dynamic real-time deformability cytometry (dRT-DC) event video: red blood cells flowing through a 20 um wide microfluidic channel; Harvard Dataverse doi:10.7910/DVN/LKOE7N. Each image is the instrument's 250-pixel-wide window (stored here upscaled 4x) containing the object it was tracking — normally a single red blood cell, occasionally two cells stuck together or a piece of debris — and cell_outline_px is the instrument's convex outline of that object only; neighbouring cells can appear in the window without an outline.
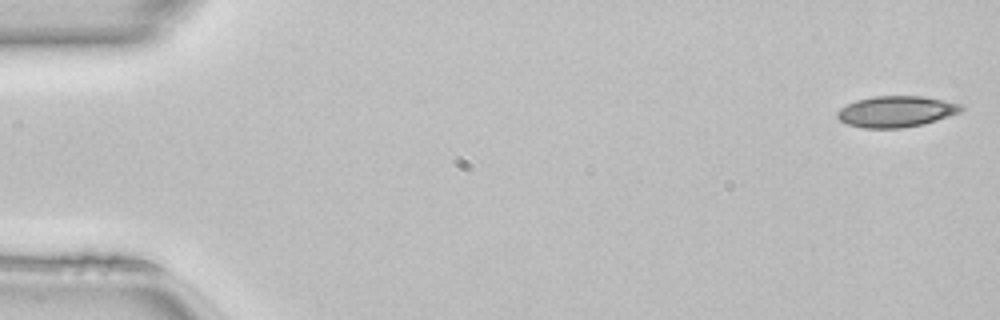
{"species": "common noctule bat (a hibernating species)", "species_latin": "Nyctalus noctula", "temperature_condition": "room temperature", "stored_images_in_passage": 49, "camera_frame_rate_fps": 3000, "um_per_image_px": 0.085, "animal": {"sex": "female", "body_mass_g": 22.7, "forearm_length_mm": 54.2}, "frame": {"image": 1, "passage_image": 1, "time_ms": 0.0, "image_size_px": [1000, 320], "cell_outline_px": [[964, 108], [960, 112], [924, 124], [900, 128], [864, 128], [848, 124], [840, 120], [836, 116], [836, 112], [840, 108], [856, 100], [872, 96], [920, 96], [944, 100], [960, 104]], "centroid_in_image_um": [76.15, 9.48], "position_along_channel_um": 8.8, "area_um2": 22.37}}
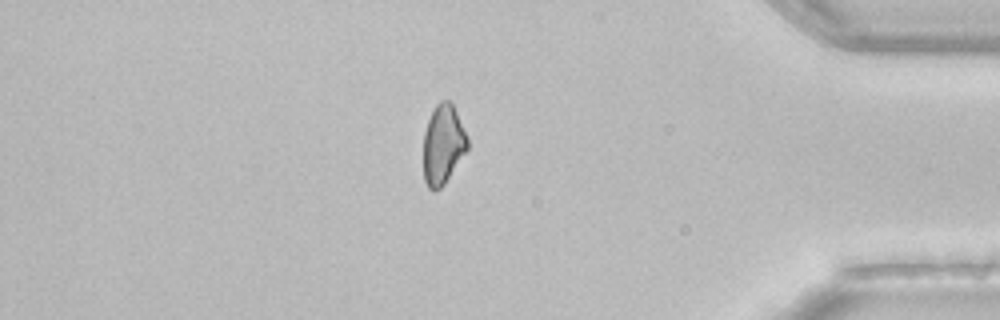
{"frame": {"image": 2, "passage_image": 42, "time_ms": 13.667, "image_size_px": [1000, 320], "cell_outline_px": [[468, 148], [444, 184], [440, 188], [432, 192], [428, 188], [424, 180], [424, 132], [428, 120], [436, 104], [440, 100], [448, 100], [452, 104], [456, 112], [468, 140]], "centroid_in_image_um": [37.64, 12.3], "position_along_channel_um": 397.6, "area_um2": 20.11}}
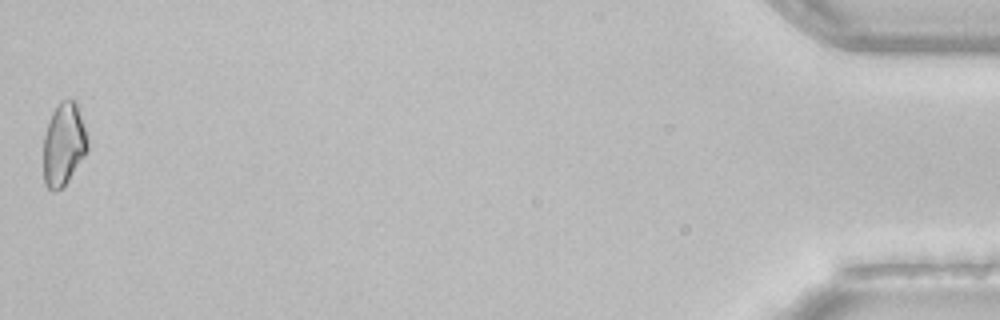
{"frame": {"image": 3, "passage_image": 49, "time_ms": 16.0, "image_size_px": [1000, 320], "cell_outline_px": [[88, 152], [64, 188], [56, 192], [52, 192], [44, 184], [44, 136], [52, 112], [60, 100], [76, 100], [88, 140]], "centroid_in_image_um": [5.43, 12.32], "position_along_channel_um": 429.8, "area_um2": 21.62}, "authors_computed_cell_mechanics": {"area_um2": 22.3686, "velocity_mm_per_s": 4.1417, "shape_relaxation_time_tau1_ms": null, "shape_relaxation_time_tau2_ms": 10.8644, "deformation_change_tau1": null, "deformation_change_tau2": 0.1955}}